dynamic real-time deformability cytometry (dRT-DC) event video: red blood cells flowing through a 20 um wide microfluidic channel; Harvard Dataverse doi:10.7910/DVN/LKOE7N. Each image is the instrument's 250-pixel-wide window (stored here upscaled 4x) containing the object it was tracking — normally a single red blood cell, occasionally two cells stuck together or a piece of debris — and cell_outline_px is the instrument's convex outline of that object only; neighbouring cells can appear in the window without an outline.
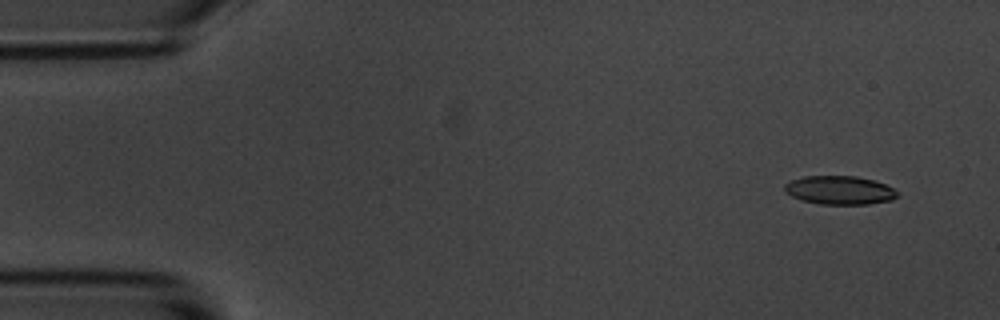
{"species": "common noctule bat (a hibernating species)", "species_latin": "Nyctalus noctula", "temperature_condition": "room temperature", "stored_images_in_passage": 6, "camera_frame_rate_fps": 3000, "um_per_image_px": 0.085, "animal": {"sex": "male", "body_mass_g": 20.1, "forearm_length_mm": 53.5}, "frame": {"image": 1, "passage_image": 1, "time_ms": 0.0, "image_size_px": [1000, 320], "cell_outline_px": [[900, 192], [892, 200], [868, 204], [820, 204], [800, 200], [784, 192], [784, 184], [792, 180], [804, 176], [856, 176], [872, 180], [884, 184]], "centroid_in_image_um": [71.34, 16.17], "position_along_channel_um": 13.7, "area_um2": 18.79}}